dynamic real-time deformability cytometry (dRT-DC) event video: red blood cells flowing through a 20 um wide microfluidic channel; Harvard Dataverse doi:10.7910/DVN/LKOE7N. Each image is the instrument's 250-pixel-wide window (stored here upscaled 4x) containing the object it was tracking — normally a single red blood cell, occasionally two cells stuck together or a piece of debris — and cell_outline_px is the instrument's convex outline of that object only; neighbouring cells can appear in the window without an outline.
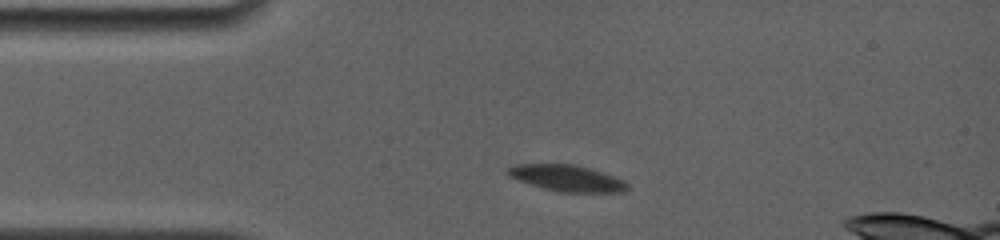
{"species": "common noctule bat (a hibernating species)", "species_latin": "Nyctalus noctula", "temperature_condition": "room temperature", "stored_images_in_passage": 25, "camera_frame_rate_fps": 4000, "um_per_image_px": 0.085, "animal": {"sex": "female", "body_mass_g": 19.0, "forearm_length_mm": 56.7}, "frame": {"image": 1, "passage_image": 1, "time_ms": 0.0, "image_size_px": [1000, 240], "cell_outline_px": [[628, 188], [624, 192], [560, 192], [528, 184], [516, 180], [508, 176], [504, 172], [508, 168], [516, 164], [576, 164], [604, 172], [616, 176], [624, 180], [628, 184]], "centroid_in_image_um": [48.18, 15.14], "position_along_channel_um": 36.8, "area_um2": 18.61}}
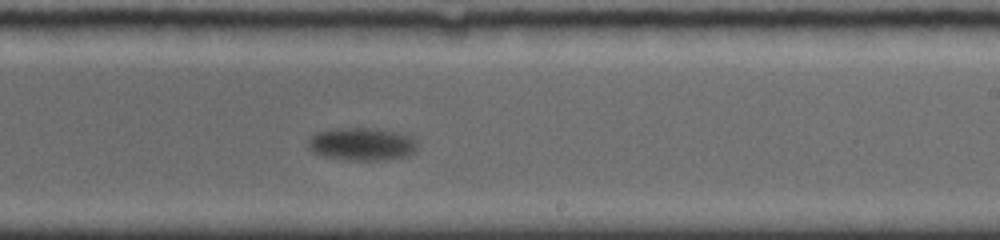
{"frame": {"image": 2, "passage_image": 9, "time_ms": 7.5, "image_size_px": [1000, 240], "cell_outline_px": [[416, 152], [408, 156], [384, 160], [348, 160], [324, 156], [312, 152], [308, 148], [308, 140], [316, 132], [336, 128], [376, 128], [400, 132], [412, 136], [416, 140]], "centroid_in_image_um": [30.79, 12.24], "position_along_channel_um": 258.2, "area_um2": 21.21}}
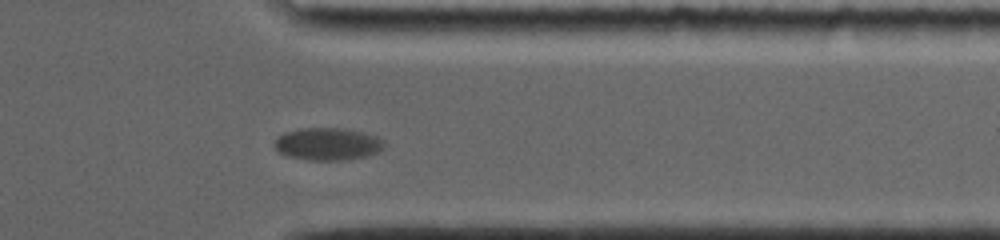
{"frame": {"image": 3, "passage_image": 16, "time_ms": 11.25, "image_size_px": [1000, 240], "cell_outline_px": [[384, 144], [380, 152], [368, 156], [340, 160], [308, 160], [288, 156], [280, 152], [276, 148], [276, 136], [284, 132], [300, 128], [344, 128], [376, 136], [384, 140]], "centroid_in_image_um": [27.86, 12.23], "position_along_channel_um": 383.5, "area_um2": 20.69}, "authors_computed_cell_mechanics": {"area_um2": 20.7502, "velocity_mm_per_s": 3.3098, "shape_relaxation_time_tau1_ms": 0.6381, "shape_relaxation_time_tau2_ms": null, "deformation_change_tau1": 0.0636, "deformation_change_tau2": null}}